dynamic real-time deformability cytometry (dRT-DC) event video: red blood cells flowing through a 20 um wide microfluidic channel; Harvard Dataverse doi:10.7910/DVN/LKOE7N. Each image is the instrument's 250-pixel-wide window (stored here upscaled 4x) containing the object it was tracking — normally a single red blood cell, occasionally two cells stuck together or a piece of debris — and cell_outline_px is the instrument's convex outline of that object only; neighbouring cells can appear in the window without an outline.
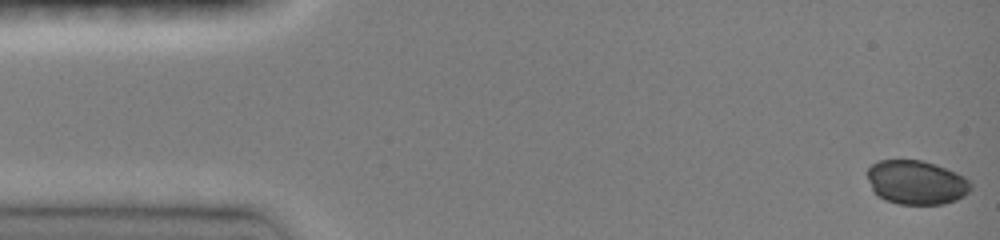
{"species": "common noctule bat (a hibernating species)", "species_latin": "Nyctalus noctula", "temperature_condition": "room temperature", "stored_images_in_passage": 45, "camera_frame_rate_fps": 3000, "um_per_image_px": 0.085, "animal": {"sex": "female", "body_mass_g": 19.0, "forearm_length_mm": 51.5}, "frame": {"image": 1, "passage_image": 1, "time_ms": 0.0, "image_size_px": [1000, 240], "cell_outline_px": [[972, 188], [964, 196], [956, 200], [944, 204], [900, 204], [884, 200], [876, 196], [868, 180], [868, 168], [872, 164], [880, 160], [920, 160], [936, 164], [956, 172], [964, 176], [972, 184]], "centroid_in_image_um": [77.89, 15.51], "position_along_channel_um": 7.1, "area_um2": 26.7}}
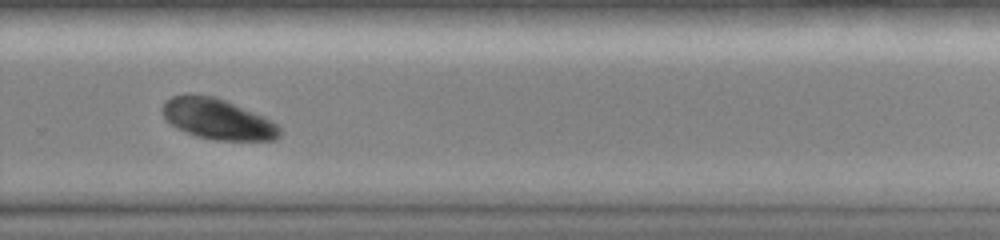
{"frame": {"image": 2, "passage_image": 32, "time_ms": 10.333, "image_size_px": [1000, 240], "cell_outline_px": [[280, 136], [276, 140], [216, 140], [196, 136], [172, 124], [164, 116], [160, 108], [172, 96], [188, 92], [216, 96], [264, 116], [276, 124], [280, 128]], "centroid_in_image_um": [18.5, 10.09], "position_along_channel_um": 311.3, "area_um2": 27.8}}
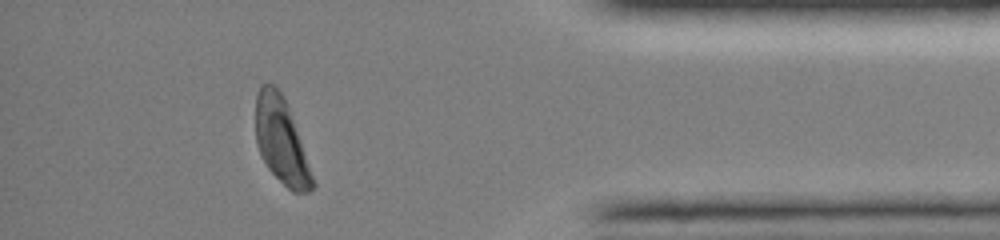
{"frame": {"image": 3, "passage_image": 41, "time_ms": 13.333, "image_size_px": [1000, 240], "cell_outline_px": [[316, 184], [308, 192], [292, 192], [268, 168], [260, 156], [256, 144], [256, 96], [260, 84], [276, 84], [284, 96]], "centroid_in_image_um": [23.88, 11.95], "position_along_channel_um": 411.3, "area_um2": 28.09}}